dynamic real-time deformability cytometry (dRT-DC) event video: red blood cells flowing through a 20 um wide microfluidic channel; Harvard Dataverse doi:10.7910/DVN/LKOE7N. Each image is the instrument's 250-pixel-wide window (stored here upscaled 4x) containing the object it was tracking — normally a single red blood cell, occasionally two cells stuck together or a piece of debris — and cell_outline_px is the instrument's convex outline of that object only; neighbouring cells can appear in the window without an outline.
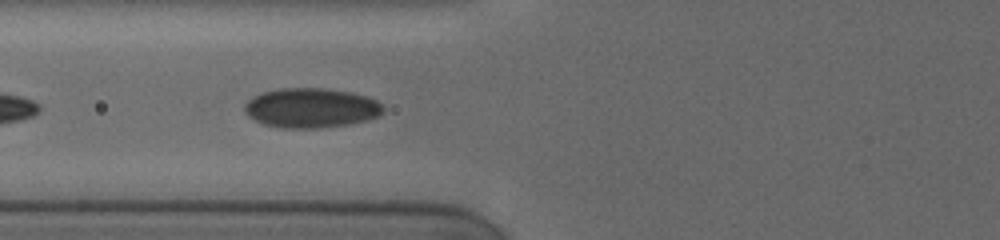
{"species": "human", "species_latin": "Homo sapiens", "temperature_condition": "cold", "stored_images_in_passage": 50, "segment_of_instrument_passage": [2, 2], "camera_frame_rate_fps": 3000, "um_per_image_px": 0.085, "donor": {"sex": "female"}, "frame": {"image": 1, "passage_image": 21, "time_ms": 7.0, "image_size_px": [1000, 240], "cell_outline_px": [[384, 112], [368, 120], [348, 124], [320, 128], [280, 128], [264, 124], [248, 116], [244, 112], [244, 104], [252, 96], [264, 92], [280, 88], [324, 88], [348, 92], [364, 96], [376, 100], [384, 108]], "centroid_in_image_um": [26.41, 9.18], "position_along_channel_um": 99.4, "area_um2": 31.96}}
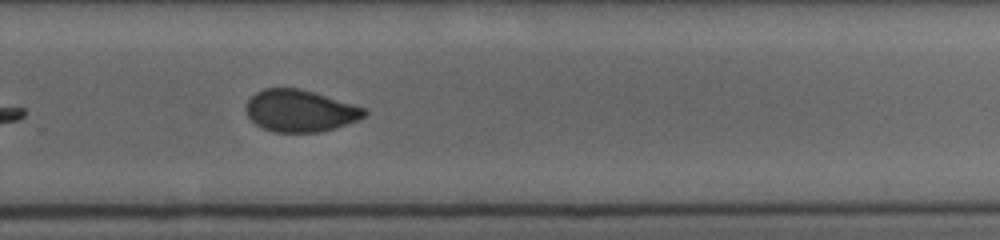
{"frame": {"image": 2, "passage_image": 37, "time_ms": 12.333, "image_size_px": [1000, 240], "cell_outline_px": [[368, 112], [364, 116], [356, 120], [320, 132], [272, 132], [256, 124], [248, 116], [244, 108], [248, 100], [256, 92], [264, 88], [300, 88], [352, 104], [364, 108]], "centroid_in_image_um": [25.45, 9.41], "position_along_channel_um": 304.4, "area_um2": 28.55}}
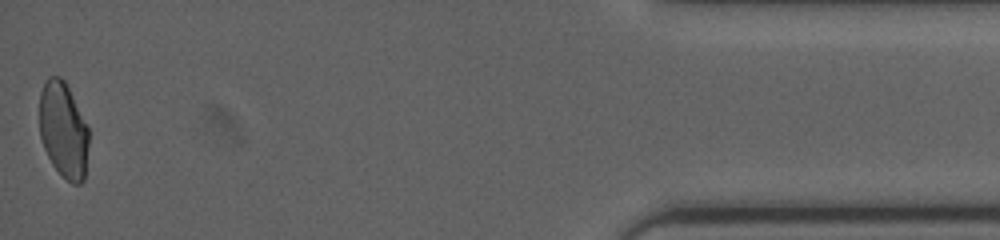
{"frame": {"image": 3, "passage_image": 50, "time_ms": 17.333, "image_size_px": [1000, 240], "cell_outline_px": [[88, 144], [84, 180], [80, 184], [72, 184], [52, 164], [44, 148], [40, 136], [40, 92], [48, 76], [60, 76], [64, 80], [88, 128]], "centroid_in_image_um": [5.38, 11.06], "position_along_channel_um": 429.8, "area_um2": 27.11}}